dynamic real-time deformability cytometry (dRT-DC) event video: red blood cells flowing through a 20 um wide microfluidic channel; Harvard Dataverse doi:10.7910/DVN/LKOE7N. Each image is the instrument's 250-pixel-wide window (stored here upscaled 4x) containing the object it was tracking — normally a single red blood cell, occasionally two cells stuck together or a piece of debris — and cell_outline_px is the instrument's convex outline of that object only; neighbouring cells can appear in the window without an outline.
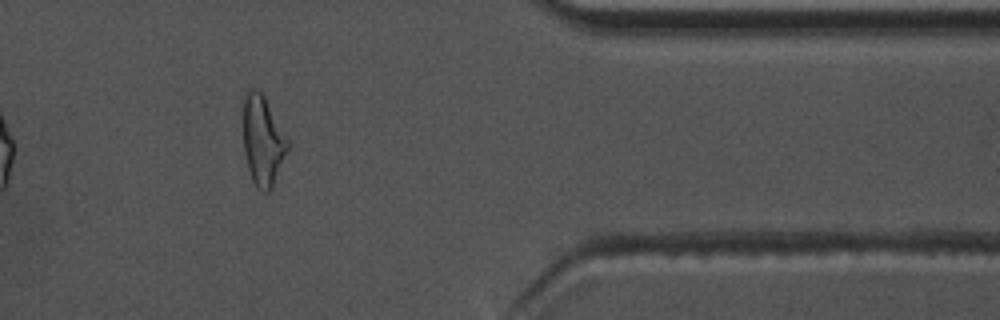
{"species": "common noctule bat (a hibernating species)", "species_latin": "Nyctalus noctula", "temperature_condition": "warm", "stored_images_in_passage": 34, "camera_frame_rate_fps": 3000, "um_per_image_px": 0.085, "animal": {"sex": "male", "body_mass_g": 17.5, "forearm_length_mm": 52.3}, "frame": {"image": 1, "passage_image": 29, "time_ms": 9.333, "image_size_px": [1000, 320], "cell_outline_px": [[292, 144], [272, 188], [268, 192], [264, 192], [256, 188], [252, 180], [248, 168], [244, 152], [244, 96], [248, 88], [256, 88], [264, 96]], "centroid_in_image_um": [22.38, 11.98], "position_along_channel_um": 389.0, "area_um2": 23.64}, "authors_computed_cell_mechanics": {"area_um2": 20.8658, "velocity_mm_per_s": 3.689, "shape_relaxation_time_tau1_ms": null, "shape_relaxation_time_tau2_ms": 2.5341, "deformation_change_tau1": null, "deformation_change_tau2": 0.123}}